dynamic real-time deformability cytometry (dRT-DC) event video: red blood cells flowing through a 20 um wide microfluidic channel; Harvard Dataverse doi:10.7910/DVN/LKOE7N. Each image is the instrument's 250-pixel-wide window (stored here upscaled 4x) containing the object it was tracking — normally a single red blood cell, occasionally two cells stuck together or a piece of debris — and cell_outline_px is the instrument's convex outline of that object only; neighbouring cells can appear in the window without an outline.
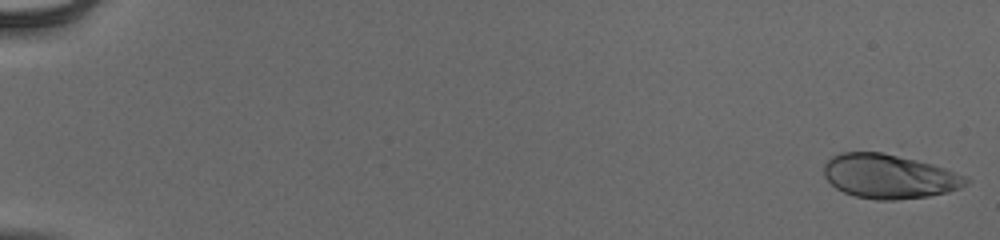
{"species": "human", "species_latin": "Homo sapiens", "temperature_condition": "cold", "stored_images_in_passage": 54, "camera_frame_rate_fps": 3000, "um_per_image_px": 0.085, "donor": {"sex": "male"}, "frame": {"image": 1, "passage_image": 1, "time_ms": 0.0, "image_size_px": [1000, 240], "cell_outline_px": [[972, 180], [968, 184], [960, 188], [948, 192], [928, 196], [896, 200], [876, 200], [856, 196], [844, 192], [836, 188], [824, 176], [824, 164], [832, 156], [840, 152], [880, 152], [916, 160], [932, 164], [968, 176]], "centroid_in_image_um": [75.61, 14.99], "position_along_channel_um": 9.4, "area_um2": 36.65}}
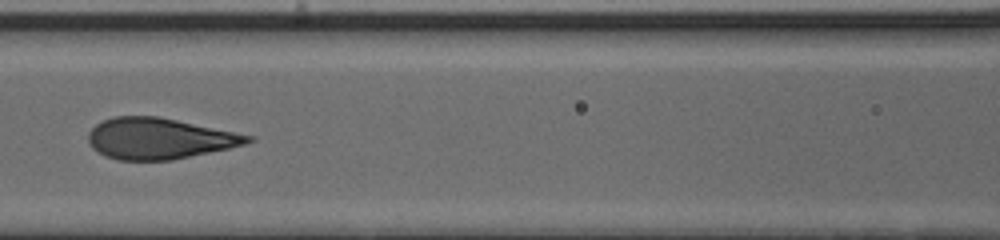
{"frame": {"image": 2, "passage_image": 27, "time_ms": 8.667, "image_size_px": [1000, 240], "cell_outline_px": [[256, 140], [244, 144], [228, 148], [172, 160], [116, 160], [104, 156], [92, 148], [88, 144], [88, 132], [96, 124], [112, 116], [160, 116], [256, 136]], "centroid_in_image_um": [13.53, 11.77], "position_along_channel_um": 153.1, "area_um2": 38.44}}
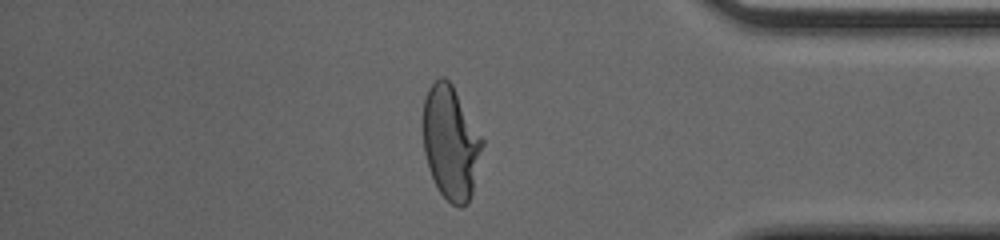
{"frame": {"image": 3, "passage_image": 47, "time_ms": 15.333, "image_size_px": [1000, 240], "cell_outline_px": [[484, 144], [472, 192], [468, 204], [460, 208], [452, 204], [440, 192], [428, 168], [424, 152], [424, 100], [428, 88], [440, 76], [444, 76], [452, 84], [484, 140]], "centroid_in_image_um": [38.33, 12.13], "position_along_channel_um": 396.9, "area_um2": 38.96}, "authors_computed_cell_mechanics": {"area_um2": 38.8416, "velocity_mm_per_s": 3.9471, "shape_relaxation_time_tau1_ms": 3.6234, "shape_relaxation_time_tau2_ms": null, "deformation_change_tau1": 0.1923, "deformation_change_tau2": null}}